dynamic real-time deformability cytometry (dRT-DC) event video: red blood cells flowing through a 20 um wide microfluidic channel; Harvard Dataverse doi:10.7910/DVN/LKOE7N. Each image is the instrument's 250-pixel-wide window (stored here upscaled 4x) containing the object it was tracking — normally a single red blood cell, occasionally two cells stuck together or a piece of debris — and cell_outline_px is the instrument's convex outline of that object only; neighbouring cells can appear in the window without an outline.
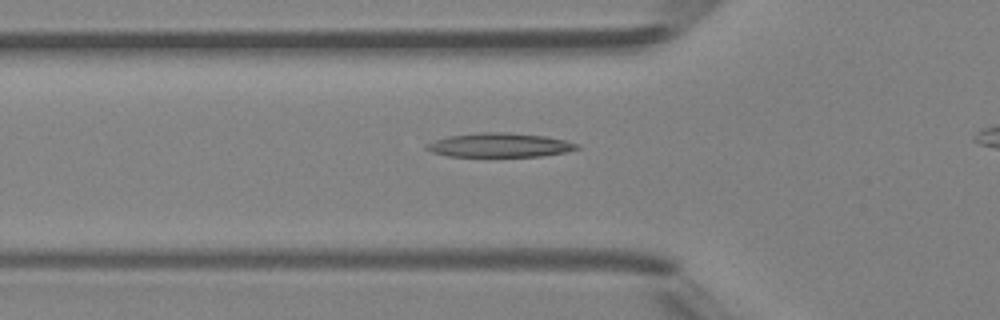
{"species": "Egyptian fruit bat (a non-hibernating species)", "species_latin": "Rousettus aegyptiacus", "temperature_condition": "room temperature", "stored_images_in_passage": 4, "camera_frame_rate_fps": 3000, "um_per_image_px": 0.085, "animal": {"sex": "female"}, "frame": {"image": 1, "passage_image": 4, "time_ms": 4.333, "image_size_px": [1000, 320], "cell_outline_px": [[580, 148], [564, 152], [544, 156], [448, 156], [432, 152], [424, 148], [424, 144], [448, 136], [480, 132], [504, 132], [544, 136], [564, 140], [580, 144]], "centroid_in_image_um": [42.45, 12.33], "position_along_channel_um": 83.3, "area_um2": 21.04}}